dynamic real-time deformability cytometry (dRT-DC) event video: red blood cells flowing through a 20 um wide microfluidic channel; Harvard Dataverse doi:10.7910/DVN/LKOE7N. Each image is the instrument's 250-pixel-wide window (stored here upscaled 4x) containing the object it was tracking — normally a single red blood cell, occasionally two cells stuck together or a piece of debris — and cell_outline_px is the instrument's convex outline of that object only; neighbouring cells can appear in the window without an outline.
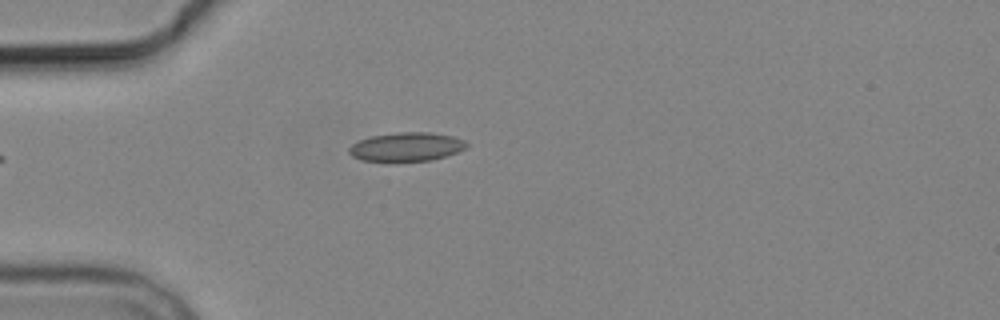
{"species": "common noctule bat (a hibernating species)", "species_latin": "Nyctalus noctula", "temperature_condition": "cold", "stored_images_in_passage": 2, "camera_frame_rate_fps": 3000, "um_per_image_px": 0.085, "animal": {"sex": "male", "body_mass_g": 19.2, "forearm_length_mm": 51.8}, "frame": {"image": 1, "passage_image": 1, "time_ms": 0.0, "image_size_px": [1000, 320], "cell_outline_px": [[468, 144], [464, 148], [456, 152], [432, 160], [396, 164], [388, 164], [360, 160], [352, 156], [348, 152], [348, 148], [352, 144], [360, 140], [372, 136], [396, 132], [432, 132], [452, 136], [464, 140]], "centroid_in_image_um": [34.48, 12.53], "position_along_channel_um": 50.5, "area_um2": 20.52}}